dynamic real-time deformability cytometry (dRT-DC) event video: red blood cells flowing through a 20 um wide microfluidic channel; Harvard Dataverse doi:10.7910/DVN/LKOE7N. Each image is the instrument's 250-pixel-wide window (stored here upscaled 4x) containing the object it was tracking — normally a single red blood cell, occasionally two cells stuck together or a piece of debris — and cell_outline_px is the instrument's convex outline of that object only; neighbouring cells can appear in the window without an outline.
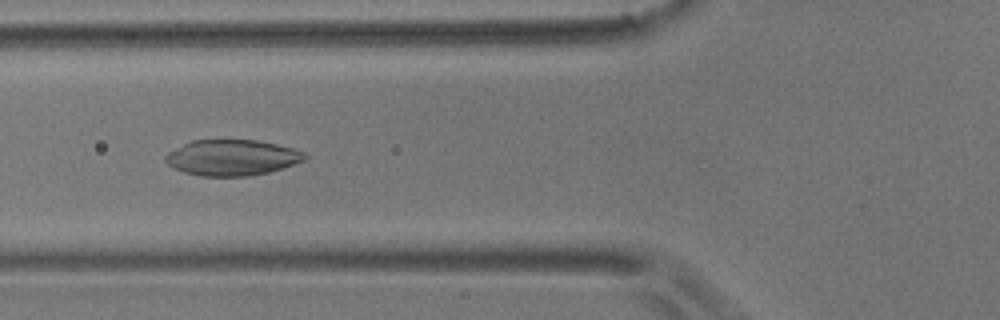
{"species": "common noctule bat (a hibernating species)", "species_latin": "Nyctalus noctula", "temperature_condition": "room temperature", "stored_images_in_passage": 56, "camera_frame_rate_fps": 3000, "um_per_image_px": 0.085, "animal": {"sex": "male", "body_mass_g": 17.9}, "frame": {"image": 1, "passage_image": 21, "time_ms": 6.667, "image_size_px": [1000, 320], "cell_outline_px": [[308, 156], [304, 160], [284, 168], [268, 172], [248, 176], [200, 176], [184, 172], [168, 164], [164, 160], [164, 156], [168, 152], [192, 140], [256, 140], [276, 144], [292, 148], [304, 152]], "centroid_in_image_um": [19.73, 13.4], "position_along_channel_um": 106.1, "area_um2": 28.96}}
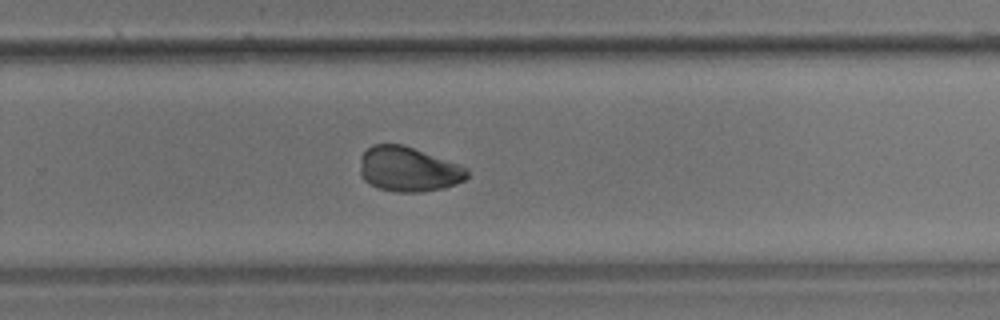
{"frame": {"image": 2, "passage_image": 37, "time_ms": 12.0, "image_size_px": [1000, 320], "cell_outline_px": [[468, 176], [464, 180], [456, 184], [444, 188], [420, 192], [396, 192], [376, 188], [364, 180], [360, 176], [360, 156], [372, 144], [404, 144], [468, 168]], "centroid_in_image_um": [34.68, 14.39], "position_along_channel_um": 295.1, "area_um2": 28.15}}
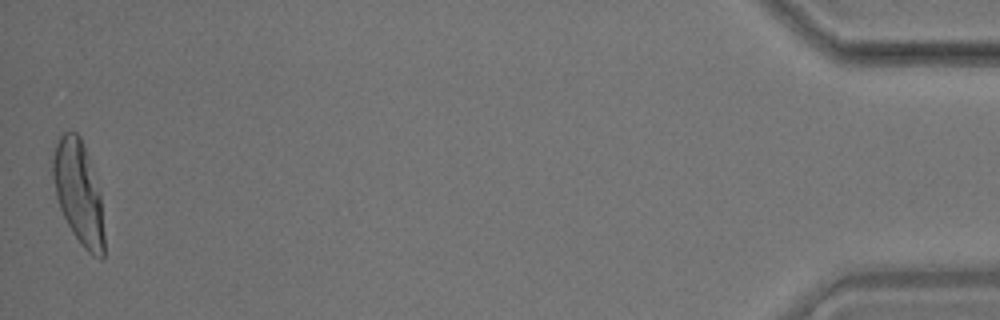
{"frame": {"image": 3, "passage_image": 56, "time_ms": 18.333, "image_size_px": [1000, 320], "cell_outline_px": [[104, 256], [100, 260], [92, 256], [80, 244], [72, 232], [60, 208], [56, 196], [52, 176], [52, 160], [56, 144], [60, 136], [64, 132], [76, 132], [80, 136], [100, 192], [104, 236]], "centroid_in_image_um": [6.67, 16.42], "position_along_channel_um": 428.5, "area_um2": 30.58}, "authors_computed_cell_mechanics": {"area_um2": 28.9867, "velocity_mm_per_s": 3.5442, "shape_relaxation_time_tau1_ms": 5.3908, "shape_relaxation_time_tau2_ms": 2.4019, "deformation_change_tau1": 0.1773, "deformation_change_tau2": 0.0601}}